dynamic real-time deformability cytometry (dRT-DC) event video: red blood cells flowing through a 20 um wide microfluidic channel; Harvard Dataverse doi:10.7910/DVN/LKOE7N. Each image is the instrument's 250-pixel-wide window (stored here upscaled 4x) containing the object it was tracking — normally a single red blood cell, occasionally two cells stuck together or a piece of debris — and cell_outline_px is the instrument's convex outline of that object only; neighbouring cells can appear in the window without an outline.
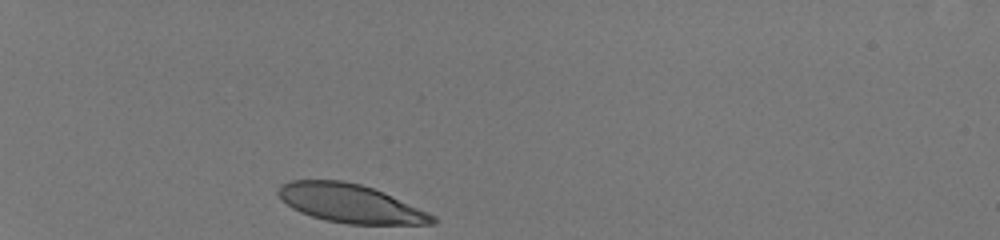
{"species": "human", "species_latin": "Homo sapiens", "temperature_condition": "room temperature", "stored_images_in_passage": 31, "camera_frame_rate_fps": 3000, "um_per_image_px": 0.085, "donor": {"sex": "male"}, "frame": {"image": 1, "passage_image": 1, "time_ms": 0.0, "image_size_px": [1000, 240], "cell_outline_px": [[436, 224], [348, 224], [324, 220], [300, 212], [292, 208], [276, 192], [280, 184], [292, 180], [340, 180], [360, 184], [384, 192], [428, 212], [436, 216]], "centroid_in_image_um": [29.78, 17.29], "position_along_channel_um": 55.2, "area_um2": 34.51}}
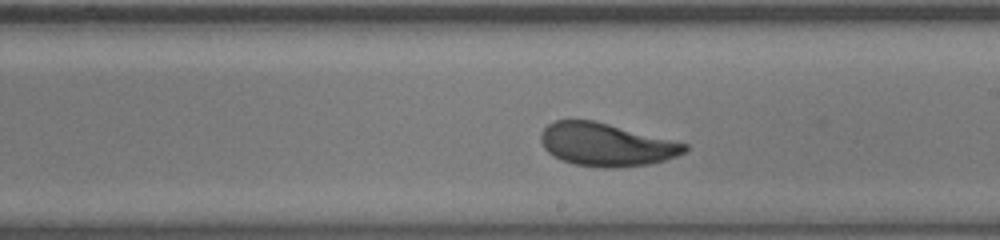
{"frame": {"image": 2, "passage_image": 18, "time_ms": 5.667, "image_size_px": [1000, 240], "cell_outline_px": [[688, 148], [684, 152], [676, 156], [664, 160], [648, 164], [612, 168], [600, 168], [576, 164], [560, 160], [548, 152], [544, 148], [540, 140], [540, 132], [548, 124], [556, 120], [592, 120], [688, 144]], "centroid_in_image_um": [51.48, 12.3], "position_along_channel_um": 237.5, "area_um2": 35.72}}
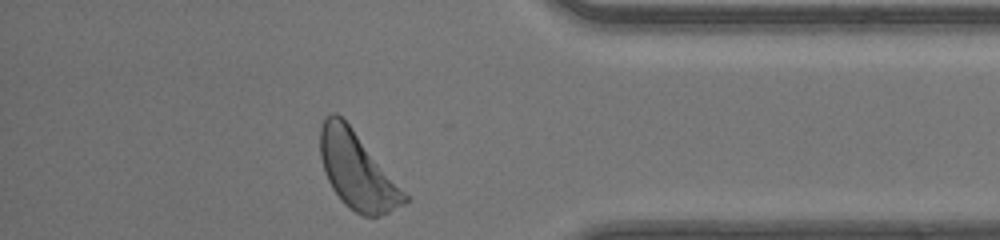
{"frame": {"image": 3, "passage_image": 31, "time_ms": 10.0, "image_size_px": [1000, 240], "cell_outline_px": [[408, 200], [388, 212], [380, 216], [364, 216], [356, 212], [344, 204], [332, 188], [324, 172], [320, 156], [320, 128], [324, 120], [332, 112], [336, 112], [348, 124], [408, 196]], "centroid_in_image_um": [30.31, 14.52], "position_along_channel_um": 404.9, "area_um2": 36.53}, "authors_computed_cell_mechanics": {"area_um2": 36.3562, "velocity_mm_per_s": 4.1194, "shape_relaxation_time_tau1_ms": 3.1161, "shape_relaxation_time_tau2_ms": 0.7587, "deformation_change_tau1": 0.1693, "deformation_change_tau2": 0.0653}}